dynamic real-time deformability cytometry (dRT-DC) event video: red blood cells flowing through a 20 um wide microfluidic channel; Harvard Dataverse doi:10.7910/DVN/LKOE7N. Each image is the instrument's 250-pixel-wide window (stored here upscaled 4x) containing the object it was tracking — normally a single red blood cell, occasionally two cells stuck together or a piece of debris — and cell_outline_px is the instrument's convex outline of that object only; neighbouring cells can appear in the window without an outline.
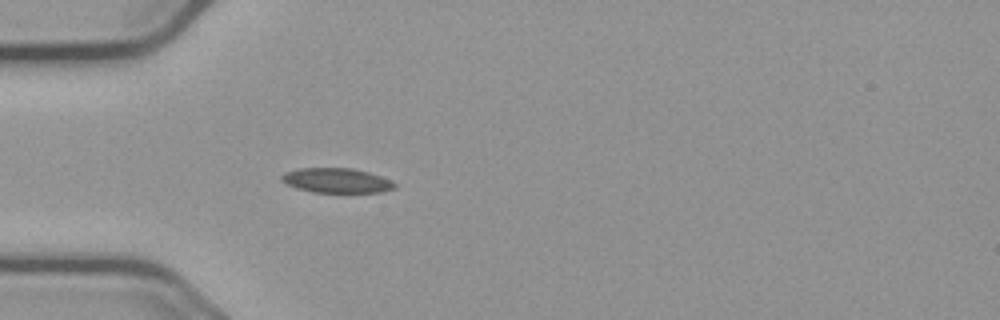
{"species": "common noctule bat (a hibernating species)", "species_latin": "Nyctalus noctula", "temperature_condition": "cold", "stored_images_in_passage": 45, "camera_frame_rate_fps": 3000, "um_per_image_px": 0.085, "animal": {"sex": "male", "body_mass_g": 23.1, "forearm_length_mm": 52.7}, "frame": {"image": 1, "passage_image": 6, "time_ms": 1.667, "image_size_px": [1000, 320], "cell_outline_px": [[396, 188], [380, 192], [312, 192], [296, 188], [280, 180], [280, 176], [284, 172], [300, 168], [352, 168], [368, 172], [380, 176], [396, 184]], "centroid_in_image_um": [28.57, 15.34], "position_along_channel_um": 56.4, "area_um2": 16.18}}
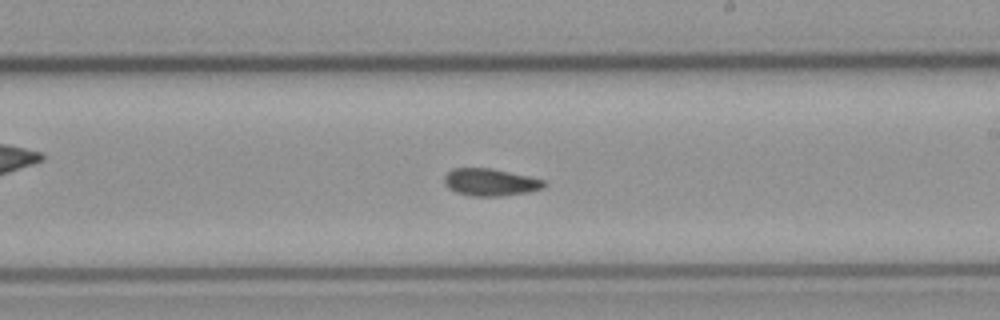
{"frame": {"image": 2, "passage_image": 22, "time_ms": 7.0, "image_size_px": [1000, 320], "cell_outline_px": [[548, 184], [544, 188], [528, 192], [500, 196], [472, 196], [456, 192], [448, 188], [444, 184], [444, 176], [452, 168], [492, 168], [528, 176], [544, 180]], "centroid_in_image_um": [41.68, 15.49], "position_along_channel_um": 247.3, "area_um2": 15.95}}
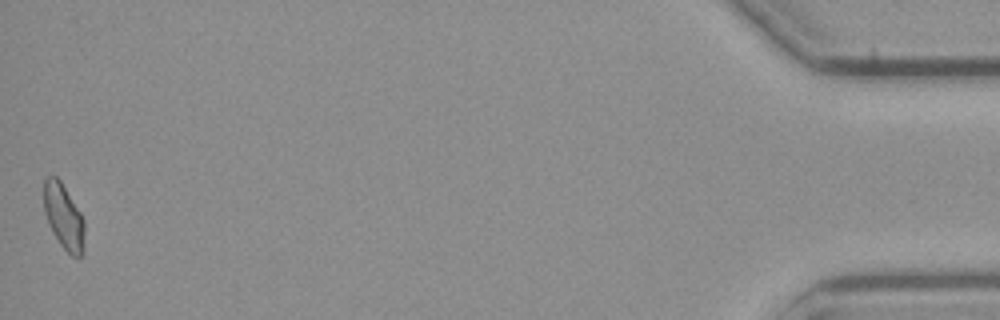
{"frame": {"image": 3, "passage_image": 45, "time_ms": 14.667, "image_size_px": [1000, 320], "cell_outline_px": [[84, 252], [80, 256], [72, 256], [60, 244], [52, 232], [48, 224], [44, 212], [44, 180], [48, 176], [56, 176], [60, 180], [80, 212], [84, 220]], "centroid_in_image_um": [5.41, 18.42], "position_along_channel_um": 429.8, "area_um2": 15.43}, "authors_computed_cell_mechanics": {"area_um2": 15.895, "velocity_mm_per_s": 3.6827, "shape_relaxation_time_tau1_ms": null, "shape_relaxation_time_tau2_ms": 7.4837, "deformation_change_tau1": null, "deformation_change_tau2": 0.1162}}